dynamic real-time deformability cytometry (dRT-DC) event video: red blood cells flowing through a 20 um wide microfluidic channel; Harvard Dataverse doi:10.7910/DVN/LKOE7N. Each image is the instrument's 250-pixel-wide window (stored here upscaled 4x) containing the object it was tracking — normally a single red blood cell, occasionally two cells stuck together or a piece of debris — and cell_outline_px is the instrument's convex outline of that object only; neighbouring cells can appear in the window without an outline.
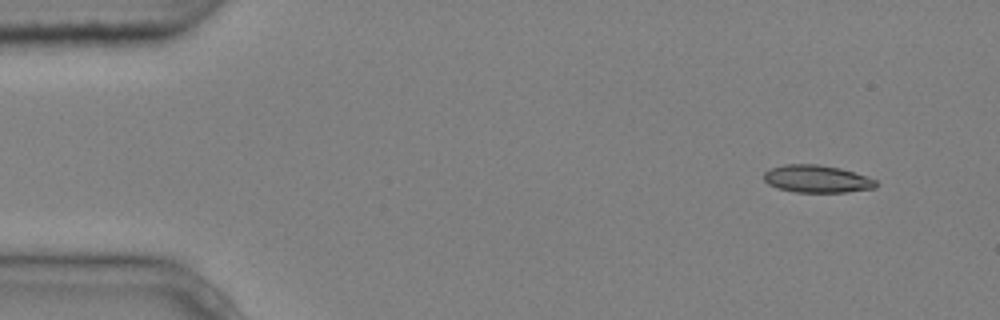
{"species": "common noctule bat (a hibernating species)", "species_latin": "Nyctalus noctula", "temperature_condition": "cold", "stored_images_in_passage": 4, "camera_frame_rate_fps": 3000, "um_per_image_px": 0.085, "animal": {"sex": "male", "body_mass_g": 20.4}, "frame": {"image": 1, "passage_image": 1, "time_ms": 0.0, "image_size_px": [1000, 320], "cell_outline_px": [[876, 188], [844, 192], [796, 192], [776, 188], [768, 184], [764, 180], [764, 172], [772, 168], [784, 164], [816, 164], [840, 168], [876, 180]], "centroid_in_image_um": [69.39, 15.21], "position_along_channel_um": 15.6, "area_um2": 17.8}}
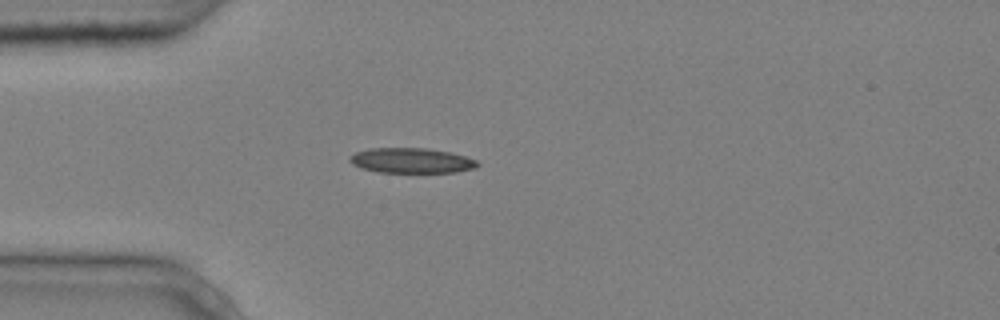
{"frame": {"image": 2, "passage_image": 4, "time_ms": 1.0, "image_size_px": [1000, 320], "cell_outline_px": [[480, 164], [476, 168], [456, 172], [380, 172], [360, 168], [352, 164], [348, 160], [348, 156], [356, 152], [368, 148], [428, 148], [452, 152], [476, 160]], "centroid_in_image_um": [34.95, 13.64], "position_along_channel_um": 50.0, "area_um2": 18.84}}